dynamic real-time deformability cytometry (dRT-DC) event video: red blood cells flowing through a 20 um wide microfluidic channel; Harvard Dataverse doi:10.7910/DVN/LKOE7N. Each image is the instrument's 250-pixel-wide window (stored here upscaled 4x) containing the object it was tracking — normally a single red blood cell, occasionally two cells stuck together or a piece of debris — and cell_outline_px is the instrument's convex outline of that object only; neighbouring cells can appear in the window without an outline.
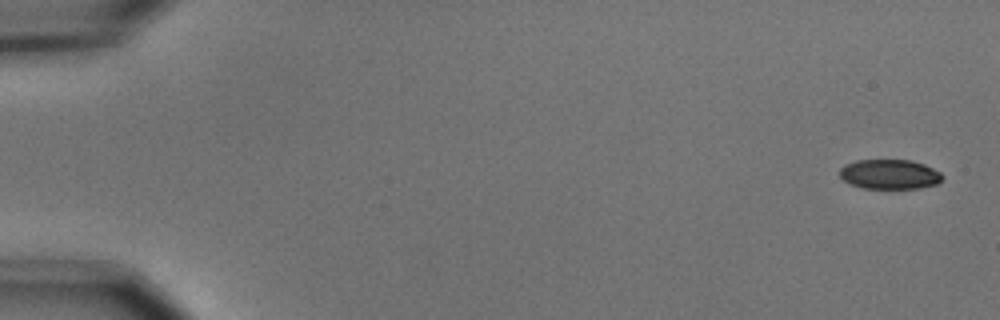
{"species": "common noctule bat (a hibernating species)", "species_latin": "Nyctalus noctula", "temperature_condition": "cold", "stored_images_in_passage": 11, "camera_frame_rate_fps": 3000, "um_per_image_px": 0.085, "animal": {"sex": "male", "body_mass_g": 15.6}, "frame": {"image": 1, "passage_image": 1, "time_ms": 0.0, "image_size_px": [1000, 320], "cell_outline_px": [[944, 176], [936, 184], [920, 188], [864, 188], [848, 184], [840, 176], [840, 168], [844, 164], [856, 160], [912, 160], [924, 164], [940, 172]], "centroid_in_image_um": [75.6, 14.81], "position_along_channel_um": 9.4, "area_um2": 17.8}}
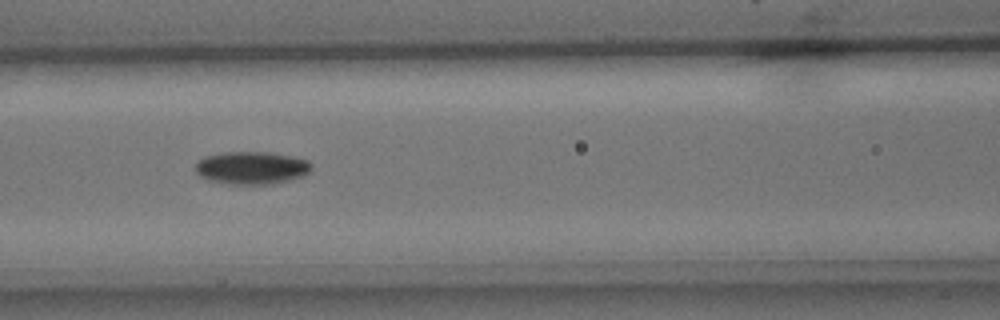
{"frame": {"image": 2, "passage_image": 7, "time_ms": 2.0, "image_size_px": [1000, 320], "cell_outline_px": [[312, 168], [304, 176], [272, 184], [232, 184], [208, 180], [200, 176], [196, 172], [196, 164], [204, 156], [224, 152], [268, 152], [292, 156], [308, 160], [312, 164]], "centroid_in_image_um": [21.4, 14.26], "position_along_channel_um": 145.2, "area_um2": 22.14}}
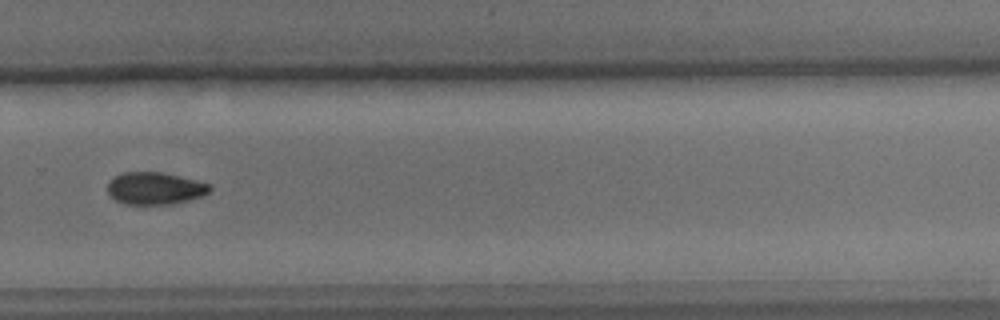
{"frame": {"image": 3, "passage_image": 11, "time_ms": 3.333, "image_size_px": [1000, 320], "cell_outline_px": [[212, 188], [204, 196], [172, 204], [124, 204], [116, 200], [108, 192], [108, 180], [124, 172], [160, 172], [196, 180], [212, 184]], "centroid_in_image_um": [13.19, 16.01], "position_along_channel_um": 316.6, "area_um2": 19.19}}